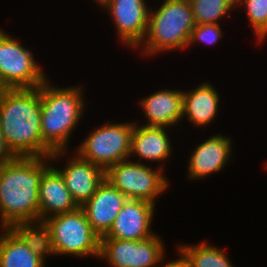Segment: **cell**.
I'll return each mask as SVG.
<instances>
[{
	"label": "cell",
	"instance_id": "603a6c76",
	"mask_svg": "<svg viewBox=\"0 0 267 267\" xmlns=\"http://www.w3.org/2000/svg\"><path fill=\"white\" fill-rule=\"evenodd\" d=\"M236 6L243 7L256 43L261 44L267 38V0H237Z\"/></svg>",
	"mask_w": 267,
	"mask_h": 267
},
{
	"label": "cell",
	"instance_id": "52a82bcc",
	"mask_svg": "<svg viewBox=\"0 0 267 267\" xmlns=\"http://www.w3.org/2000/svg\"><path fill=\"white\" fill-rule=\"evenodd\" d=\"M134 124V120L122 123L107 121L93 128L74 150L83 159L106 171L110 166L129 159Z\"/></svg>",
	"mask_w": 267,
	"mask_h": 267
},
{
	"label": "cell",
	"instance_id": "d4e9b609",
	"mask_svg": "<svg viewBox=\"0 0 267 267\" xmlns=\"http://www.w3.org/2000/svg\"><path fill=\"white\" fill-rule=\"evenodd\" d=\"M177 250V256L178 258H174V260H170L169 262H165L166 260V255L160 260V262L158 263L157 267H189L188 265V261L185 258V256L182 254V252L179 249ZM167 264H165V263ZM164 263V264H163Z\"/></svg>",
	"mask_w": 267,
	"mask_h": 267
},
{
	"label": "cell",
	"instance_id": "e0dca14e",
	"mask_svg": "<svg viewBox=\"0 0 267 267\" xmlns=\"http://www.w3.org/2000/svg\"><path fill=\"white\" fill-rule=\"evenodd\" d=\"M38 194L40 221L79 207L67 189L61 173L52 164L42 174Z\"/></svg>",
	"mask_w": 267,
	"mask_h": 267
},
{
	"label": "cell",
	"instance_id": "6da1fadb",
	"mask_svg": "<svg viewBox=\"0 0 267 267\" xmlns=\"http://www.w3.org/2000/svg\"><path fill=\"white\" fill-rule=\"evenodd\" d=\"M50 157L17 156L0 167V228L40 221L39 185Z\"/></svg>",
	"mask_w": 267,
	"mask_h": 267
},
{
	"label": "cell",
	"instance_id": "ba28073f",
	"mask_svg": "<svg viewBox=\"0 0 267 267\" xmlns=\"http://www.w3.org/2000/svg\"><path fill=\"white\" fill-rule=\"evenodd\" d=\"M20 41L0 28V75L10 89L38 88L49 76Z\"/></svg>",
	"mask_w": 267,
	"mask_h": 267
},
{
	"label": "cell",
	"instance_id": "5bb4252c",
	"mask_svg": "<svg viewBox=\"0 0 267 267\" xmlns=\"http://www.w3.org/2000/svg\"><path fill=\"white\" fill-rule=\"evenodd\" d=\"M134 121L129 159L131 158L130 160L132 161L146 164L155 162V165L157 162V165L166 171V163L173 153L172 139L169 136L170 128L145 126L141 124L140 119L139 121ZM135 156L138 158H136L137 161L132 159Z\"/></svg>",
	"mask_w": 267,
	"mask_h": 267
},
{
	"label": "cell",
	"instance_id": "4316f807",
	"mask_svg": "<svg viewBox=\"0 0 267 267\" xmlns=\"http://www.w3.org/2000/svg\"><path fill=\"white\" fill-rule=\"evenodd\" d=\"M10 88L6 85V83L4 82V80L2 79L1 75H0V97L6 92L8 91Z\"/></svg>",
	"mask_w": 267,
	"mask_h": 267
},
{
	"label": "cell",
	"instance_id": "83f0119b",
	"mask_svg": "<svg viewBox=\"0 0 267 267\" xmlns=\"http://www.w3.org/2000/svg\"><path fill=\"white\" fill-rule=\"evenodd\" d=\"M91 1H93L94 4H95V3L97 4L100 0H91Z\"/></svg>",
	"mask_w": 267,
	"mask_h": 267
},
{
	"label": "cell",
	"instance_id": "9c48e42d",
	"mask_svg": "<svg viewBox=\"0 0 267 267\" xmlns=\"http://www.w3.org/2000/svg\"><path fill=\"white\" fill-rule=\"evenodd\" d=\"M158 235L141 241L101 238L99 259L110 267H157L167 254L165 242Z\"/></svg>",
	"mask_w": 267,
	"mask_h": 267
},
{
	"label": "cell",
	"instance_id": "30bf717a",
	"mask_svg": "<svg viewBox=\"0 0 267 267\" xmlns=\"http://www.w3.org/2000/svg\"><path fill=\"white\" fill-rule=\"evenodd\" d=\"M147 0H100V6L111 17L122 45L138 50L148 28L150 6Z\"/></svg>",
	"mask_w": 267,
	"mask_h": 267
},
{
	"label": "cell",
	"instance_id": "7402d4cb",
	"mask_svg": "<svg viewBox=\"0 0 267 267\" xmlns=\"http://www.w3.org/2000/svg\"><path fill=\"white\" fill-rule=\"evenodd\" d=\"M195 25L220 24L222 19L237 10V0H189ZM224 17V18H223Z\"/></svg>",
	"mask_w": 267,
	"mask_h": 267
},
{
	"label": "cell",
	"instance_id": "8fae6325",
	"mask_svg": "<svg viewBox=\"0 0 267 267\" xmlns=\"http://www.w3.org/2000/svg\"><path fill=\"white\" fill-rule=\"evenodd\" d=\"M70 150L54 151L49 157L51 164L61 173L65 185L76 204L81 207L97 191L99 185L105 180V170L80 157L75 151L73 155L67 154ZM64 166H55L57 160L61 161L65 156ZM55 162V163H53Z\"/></svg>",
	"mask_w": 267,
	"mask_h": 267
},
{
	"label": "cell",
	"instance_id": "ac0fdd59",
	"mask_svg": "<svg viewBox=\"0 0 267 267\" xmlns=\"http://www.w3.org/2000/svg\"><path fill=\"white\" fill-rule=\"evenodd\" d=\"M220 96L210 82H201L194 89H183L182 122L186 119L190 125L205 128L217 118Z\"/></svg>",
	"mask_w": 267,
	"mask_h": 267
},
{
	"label": "cell",
	"instance_id": "cb8c5ba5",
	"mask_svg": "<svg viewBox=\"0 0 267 267\" xmlns=\"http://www.w3.org/2000/svg\"><path fill=\"white\" fill-rule=\"evenodd\" d=\"M223 31L220 24H198L194 26L192 30L190 40L187 48L194 47L193 44H205V45H214L221 38H223Z\"/></svg>",
	"mask_w": 267,
	"mask_h": 267
},
{
	"label": "cell",
	"instance_id": "8992f818",
	"mask_svg": "<svg viewBox=\"0 0 267 267\" xmlns=\"http://www.w3.org/2000/svg\"><path fill=\"white\" fill-rule=\"evenodd\" d=\"M151 166L130 159L120 161L105 171V179L127 199L145 200L156 205L171 184L162 168Z\"/></svg>",
	"mask_w": 267,
	"mask_h": 267
},
{
	"label": "cell",
	"instance_id": "3957f363",
	"mask_svg": "<svg viewBox=\"0 0 267 267\" xmlns=\"http://www.w3.org/2000/svg\"><path fill=\"white\" fill-rule=\"evenodd\" d=\"M48 78L41 85V135L53 150H71L73 132L85 114L86 99L83 86H53ZM52 85V86H51ZM72 135V136H71ZM70 140V141H69Z\"/></svg>",
	"mask_w": 267,
	"mask_h": 267
},
{
	"label": "cell",
	"instance_id": "9a60e30c",
	"mask_svg": "<svg viewBox=\"0 0 267 267\" xmlns=\"http://www.w3.org/2000/svg\"><path fill=\"white\" fill-rule=\"evenodd\" d=\"M126 201L127 197L105 179L81 208L94 231L103 237L111 229Z\"/></svg>",
	"mask_w": 267,
	"mask_h": 267
},
{
	"label": "cell",
	"instance_id": "5b68a950",
	"mask_svg": "<svg viewBox=\"0 0 267 267\" xmlns=\"http://www.w3.org/2000/svg\"><path fill=\"white\" fill-rule=\"evenodd\" d=\"M52 231L54 255L99 258L101 237L91 227L81 207L45 220Z\"/></svg>",
	"mask_w": 267,
	"mask_h": 267
},
{
	"label": "cell",
	"instance_id": "2e32d148",
	"mask_svg": "<svg viewBox=\"0 0 267 267\" xmlns=\"http://www.w3.org/2000/svg\"><path fill=\"white\" fill-rule=\"evenodd\" d=\"M183 89H160L139 100L145 126L172 129L182 123ZM146 123V124H145Z\"/></svg>",
	"mask_w": 267,
	"mask_h": 267
},
{
	"label": "cell",
	"instance_id": "4fadbf2b",
	"mask_svg": "<svg viewBox=\"0 0 267 267\" xmlns=\"http://www.w3.org/2000/svg\"><path fill=\"white\" fill-rule=\"evenodd\" d=\"M155 204L145 200L127 199L109 232L101 238L141 241L152 237Z\"/></svg>",
	"mask_w": 267,
	"mask_h": 267
},
{
	"label": "cell",
	"instance_id": "484cf974",
	"mask_svg": "<svg viewBox=\"0 0 267 267\" xmlns=\"http://www.w3.org/2000/svg\"><path fill=\"white\" fill-rule=\"evenodd\" d=\"M15 157L16 156L7 147L3 134L0 131V167Z\"/></svg>",
	"mask_w": 267,
	"mask_h": 267
},
{
	"label": "cell",
	"instance_id": "277c9868",
	"mask_svg": "<svg viewBox=\"0 0 267 267\" xmlns=\"http://www.w3.org/2000/svg\"><path fill=\"white\" fill-rule=\"evenodd\" d=\"M158 7L150 8L147 33L137 47L145 57L187 49L195 26L189 0H163Z\"/></svg>",
	"mask_w": 267,
	"mask_h": 267
},
{
	"label": "cell",
	"instance_id": "7a4b0ae2",
	"mask_svg": "<svg viewBox=\"0 0 267 267\" xmlns=\"http://www.w3.org/2000/svg\"><path fill=\"white\" fill-rule=\"evenodd\" d=\"M0 131L16 157H47L54 152L41 135V86L9 89L0 97Z\"/></svg>",
	"mask_w": 267,
	"mask_h": 267
},
{
	"label": "cell",
	"instance_id": "ffe728a7",
	"mask_svg": "<svg viewBox=\"0 0 267 267\" xmlns=\"http://www.w3.org/2000/svg\"><path fill=\"white\" fill-rule=\"evenodd\" d=\"M10 229L45 263L53 257L52 231L45 221L16 223Z\"/></svg>",
	"mask_w": 267,
	"mask_h": 267
},
{
	"label": "cell",
	"instance_id": "d6986e66",
	"mask_svg": "<svg viewBox=\"0 0 267 267\" xmlns=\"http://www.w3.org/2000/svg\"><path fill=\"white\" fill-rule=\"evenodd\" d=\"M0 231V267H46L10 228Z\"/></svg>",
	"mask_w": 267,
	"mask_h": 267
},
{
	"label": "cell",
	"instance_id": "44dd1931",
	"mask_svg": "<svg viewBox=\"0 0 267 267\" xmlns=\"http://www.w3.org/2000/svg\"><path fill=\"white\" fill-rule=\"evenodd\" d=\"M188 261L189 267H235L227 253L207 240L198 244L179 243L176 246Z\"/></svg>",
	"mask_w": 267,
	"mask_h": 267
},
{
	"label": "cell",
	"instance_id": "7c38bea8",
	"mask_svg": "<svg viewBox=\"0 0 267 267\" xmlns=\"http://www.w3.org/2000/svg\"><path fill=\"white\" fill-rule=\"evenodd\" d=\"M232 141L230 136L219 133L196 145L187 160V178L192 182L202 181L214 173H220L233 158Z\"/></svg>",
	"mask_w": 267,
	"mask_h": 267
}]
</instances>
